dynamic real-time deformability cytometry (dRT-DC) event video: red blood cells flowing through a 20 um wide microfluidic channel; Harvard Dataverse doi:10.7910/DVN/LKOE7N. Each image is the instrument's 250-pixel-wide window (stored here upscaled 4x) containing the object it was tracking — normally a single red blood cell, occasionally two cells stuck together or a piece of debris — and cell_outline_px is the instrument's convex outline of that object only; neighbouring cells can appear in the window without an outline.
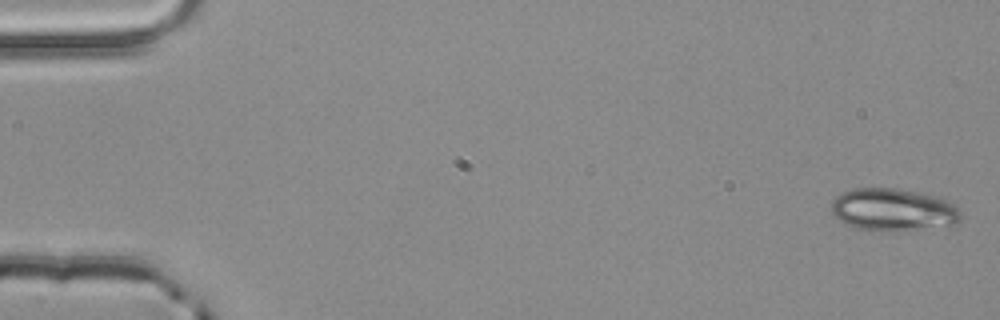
{"species": "common noctule bat (a hibernating species)", "species_latin": "Nyctalus noctula", "temperature_condition": "room temperature", "stored_images_in_passage": 4, "camera_frame_rate_fps": 3000, "um_per_image_px": 0.085, "animal": {"sex": "male", "body_mass_g": 20.4}, "frame": {"image": 1, "passage_image": 1, "time_ms": 0.0, "image_size_px": [1000, 320], "cell_outline_px": [[960, 224], [952, 228], [892, 232], [860, 228], [848, 224], [840, 220], [832, 212], [832, 200], [836, 196], [852, 188], [896, 188], [940, 196], [956, 204], [960, 212]], "centroid_in_image_um": [76.07, 17.85], "position_along_channel_um": 8.9, "area_um2": 33.0}}